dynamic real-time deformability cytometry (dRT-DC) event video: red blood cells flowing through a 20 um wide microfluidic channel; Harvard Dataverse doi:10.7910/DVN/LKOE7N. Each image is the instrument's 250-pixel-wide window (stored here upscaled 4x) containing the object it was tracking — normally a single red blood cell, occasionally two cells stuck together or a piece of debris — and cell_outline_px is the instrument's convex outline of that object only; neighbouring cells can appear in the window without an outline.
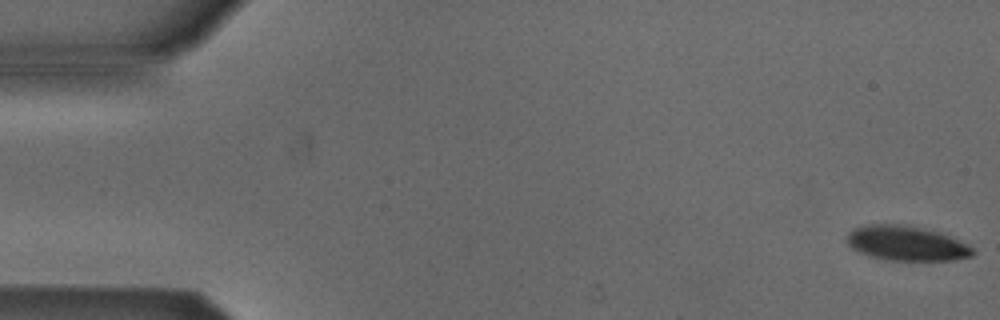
{"species": "Egyptian fruit bat (a non-hibernating species)", "species_latin": "Rousettus aegyptiacus", "temperature_condition": "cold", "stored_images_in_passage": 5, "camera_frame_rate_fps": 3000, "um_per_image_px": 0.085, "animal": {"sex": "male"}, "frame": {"image": 1, "passage_image": 1, "time_ms": 0.0, "image_size_px": [1000, 320], "cell_outline_px": [[976, 252], [972, 256], [956, 260], [888, 260], [872, 256], [860, 252], [852, 248], [848, 244], [848, 232], [856, 228], [868, 224], [908, 224], [940, 232], [968, 244]], "centroid_in_image_um": [77.09, 20.67], "position_along_channel_um": 7.9, "area_um2": 25.49}}
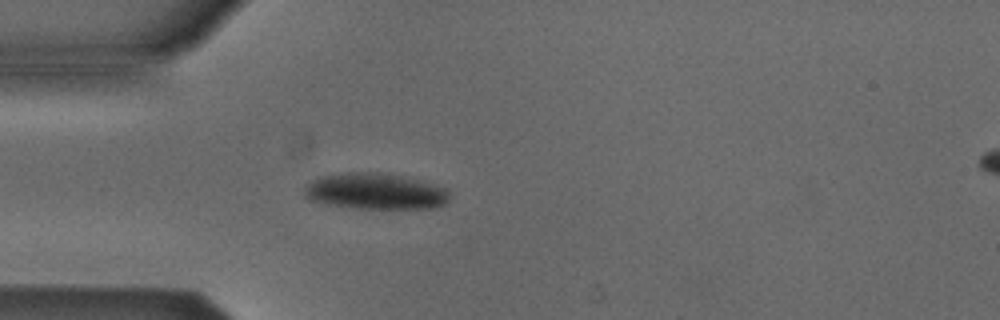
{"frame": {"image": 2, "passage_image": 5, "time_ms": 4.667, "image_size_px": [1000, 320], "cell_outline_px": [[448, 200], [444, 204], [436, 208], [352, 208], [320, 204], [308, 200], [304, 196], [304, 188], [308, 180], [316, 176], [344, 172], [380, 172], [400, 176], [416, 180], [444, 188], [448, 192]], "centroid_in_image_um": [31.75, 16.26], "position_along_channel_um": 53.3, "area_um2": 30.87}}